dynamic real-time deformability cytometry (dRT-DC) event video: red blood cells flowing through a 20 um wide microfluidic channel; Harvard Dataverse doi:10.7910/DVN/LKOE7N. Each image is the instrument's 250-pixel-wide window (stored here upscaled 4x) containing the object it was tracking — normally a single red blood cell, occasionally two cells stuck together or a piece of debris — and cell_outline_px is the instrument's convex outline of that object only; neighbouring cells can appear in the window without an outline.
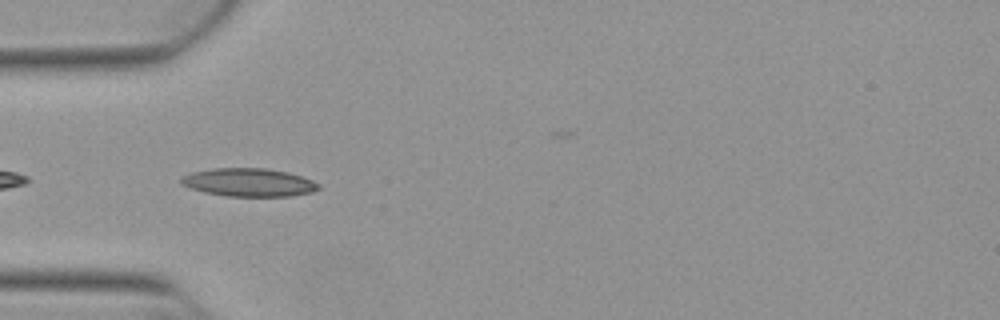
{"species": "Egyptian fruit bat (a non-hibernating species)", "species_latin": "Rousettus aegyptiacus", "temperature_condition": "warm", "stored_images_in_passage": 6, "camera_frame_rate_fps": 3000, "um_per_image_px": 0.085, "animal": {"sex": "female"}, "frame": {"image": 1, "passage_image": 2, "time_ms": 0.333, "image_size_px": [1000, 320], "cell_outline_px": [[320, 188], [312, 192], [292, 196], [228, 196], [204, 192], [180, 184], [180, 176], [192, 172], [212, 168], [264, 168], [288, 172], [312, 180], [320, 184]], "centroid_in_image_um": [21.14, 15.5], "position_along_channel_um": 63.9, "area_um2": 22.6}}